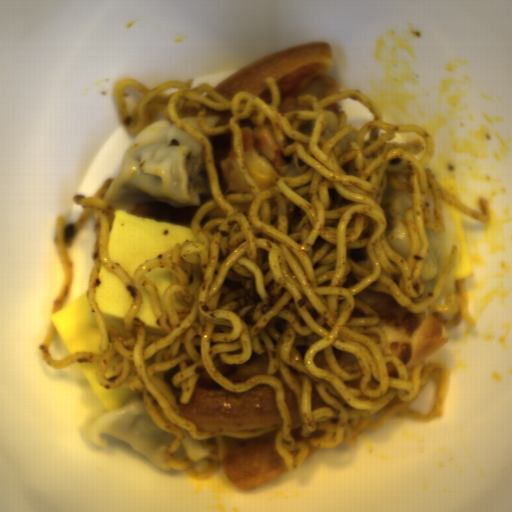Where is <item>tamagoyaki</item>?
Wrapping results in <instances>:
<instances>
[{"label": "tamagoyaki", "mask_w": 512, "mask_h": 512, "mask_svg": "<svg viewBox=\"0 0 512 512\" xmlns=\"http://www.w3.org/2000/svg\"><path fill=\"white\" fill-rule=\"evenodd\" d=\"M100 283L94 298L105 324H111L125 337L124 320L133 296L116 273L108 272L102 265L99 271Z\"/></svg>", "instance_id": "3"}, {"label": "tamagoyaki", "mask_w": 512, "mask_h": 512, "mask_svg": "<svg viewBox=\"0 0 512 512\" xmlns=\"http://www.w3.org/2000/svg\"><path fill=\"white\" fill-rule=\"evenodd\" d=\"M76 363L82 369L92 391L107 412L116 409L134 392L119 387L103 388L96 380V371L100 363Z\"/></svg>", "instance_id": "4"}, {"label": "tamagoyaki", "mask_w": 512, "mask_h": 512, "mask_svg": "<svg viewBox=\"0 0 512 512\" xmlns=\"http://www.w3.org/2000/svg\"><path fill=\"white\" fill-rule=\"evenodd\" d=\"M51 325L69 352H99L101 334L88 304L87 292L54 313H49Z\"/></svg>", "instance_id": "2"}, {"label": "tamagoyaki", "mask_w": 512, "mask_h": 512, "mask_svg": "<svg viewBox=\"0 0 512 512\" xmlns=\"http://www.w3.org/2000/svg\"><path fill=\"white\" fill-rule=\"evenodd\" d=\"M445 204L451 215L454 230L459 238L460 257L454 275L455 278L465 281L471 279L473 273L468 251L464 213L446 202Z\"/></svg>", "instance_id": "5"}, {"label": "tamagoyaki", "mask_w": 512, "mask_h": 512, "mask_svg": "<svg viewBox=\"0 0 512 512\" xmlns=\"http://www.w3.org/2000/svg\"><path fill=\"white\" fill-rule=\"evenodd\" d=\"M157 287L159 296L162 298L165 291L173 284L171 272L162 268H156L144 274Z\"/></svg>", "instance_id": "7"}, {"label": "tamagoyaki", "mask_w": 512, "mask_h": 512, "mask_svg": "<svg viewBox=\"0 0 512 512\" xmlns=\"http://www.w3.org/2000/svg\"><path fill=\"white\" fill-rule=\"evenodd\" d=\"M136 286L142 296V305L139 312L136 314L134 321H139L144 326L146 335H168L159 325L156 324L157 318L152 307L151 294L142 284H136Z\"/></svg>", "instance_id": "6"}, {"label": "tamagoyaki", "mask_w": 512, "mask_h": 512, "mask_svg": "<svg viewBox=\"0 0 512 512\" xmlns=\"http://www.w3.org/2000/svg\"><path fill=\"white\" fill-rule=\"evenodd\" d=\"M185 240L197 241L192 228L117 210L109 232L108 255L132 281L137 268Z\"/></svg>", "instance_id": "1"}, {"label": "tamagoyaki", "mask_w": 512, "mask_h": 512, "mask_svg": "<svg viewBox=\"0 0 512 512\" xmlns=\"http://www.w3.org/2000/svg\"><path fill=\"white\" fill-rule=\"evenodd\" d=\"M445 189L461 201L458 182L455 175H450L437 180Z\"/></svg>", "instance_id": "8"}]
</instances>
